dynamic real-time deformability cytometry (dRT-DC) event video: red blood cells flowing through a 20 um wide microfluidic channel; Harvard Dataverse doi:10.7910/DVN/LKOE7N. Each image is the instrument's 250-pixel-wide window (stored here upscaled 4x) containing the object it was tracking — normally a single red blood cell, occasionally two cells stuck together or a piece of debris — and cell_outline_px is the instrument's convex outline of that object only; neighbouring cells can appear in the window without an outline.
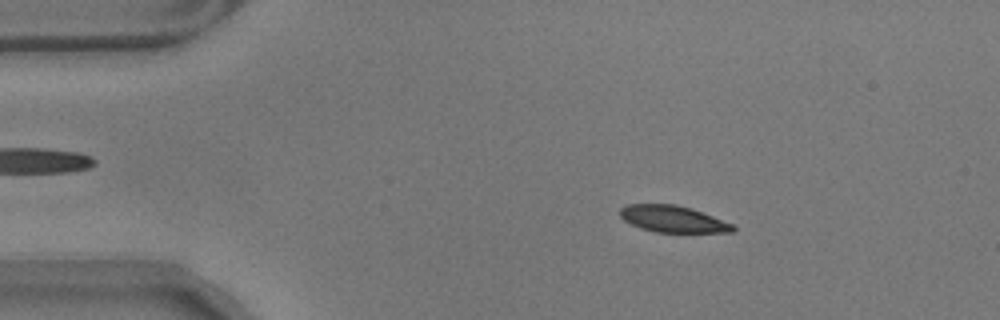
{"species": "common noctule bat (a hibernating species)", "species_latin": "Nyctalus noctula", "temperature_condition": "warm", "stored_images_in_passage": 51, "camera_frame_rate_fps": 3000, "um_per_image_px": 0.085, "animal": {"sex": "male", "body_mass_g": 17.9}, "frame": {"image": 1, "passage_image": 3, "time_ms": 0.667, "image_size_px": [1000, 320], "cell_outline_px": [[736, 228], [732, 232], [656, 232], [640, 228], [624, 220], [620, 216], [620, 208], [628, 204], [676, 204], [692, 208], [732, 224]], "centroid_in_image_um": [57.17, 18.61], "position_along_channel_um": 27.8, "area_um2": 17.4}}
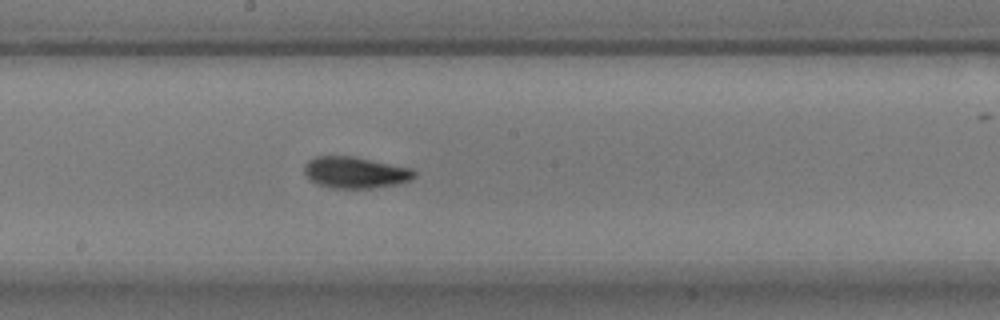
{"frame": {"image": 2, "passage_image": 24, "time_ms": 7.667, "image_size_px": [1000, 320], "cell_outline_px": [[416, 176], [408, 180], [396, 184], [372, 188], [332, 188], [316, 184], [308, 180], [304, 172], [304, 164], [308, 160], [316, 156], [352, 156], [412, 168], [416, 172]], "centroid_in_image_um": [30.15, 14.66], "position_along_channel_um": 218.1, "area_um2": 20.23}}
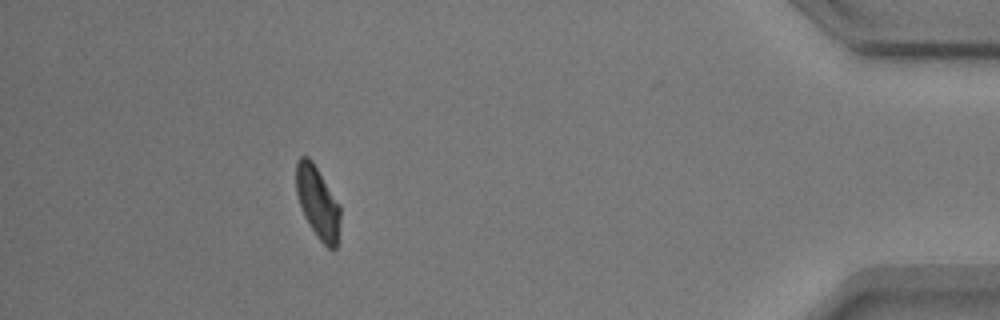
{"frame": {"image": 3, "passage_image": 45, "time_ms": 14.667, "image_size_px": [1000, 320], "cell_outline_px": [[340, 220], [336, 248], [328, 248], [316, 236], [304, 216], [300, 208], [296, 192], [296, 160], [300, 156], [308, 156], [312, 160], [340, 204]], "centroid_in_image_um": [26.99, 17.18], "position_along_channel_um": 408.2, "area_um2": 18.61}, "authors_computed_cell_mechanics": {"area_um2": 19.3052, "velocity_mm_per_s": 3.5075, "shape_relaxation_time_tau1_ms": 4.2892, "shape_relaxation_time_tau2_ms": 2.2375, "deformation_change_tau1": 0.1295, "deformation_change_tau2": 0.0645}}